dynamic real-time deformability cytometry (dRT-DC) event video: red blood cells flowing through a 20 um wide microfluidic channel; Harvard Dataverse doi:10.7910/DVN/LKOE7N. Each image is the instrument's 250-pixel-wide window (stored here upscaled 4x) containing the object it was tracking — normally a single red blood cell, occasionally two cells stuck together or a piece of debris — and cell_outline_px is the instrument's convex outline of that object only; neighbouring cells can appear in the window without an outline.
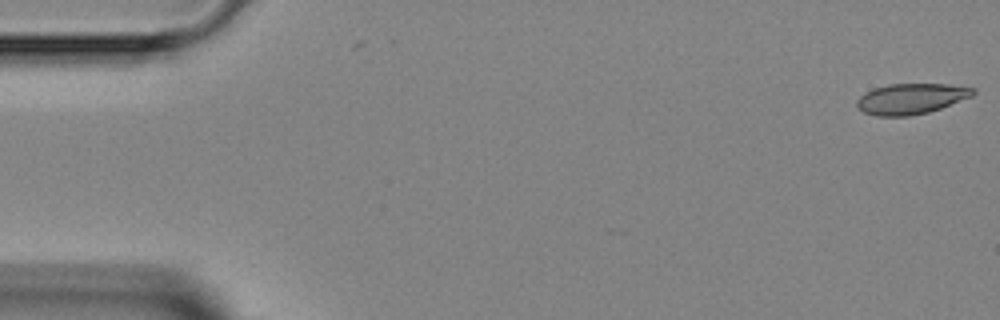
{"species": "Egyptian fruit bat (a non-hibernating species)", "species_latin": "Rousettus aegyptiacus", "temperature_condition": "room temperature", "stored_images_in_passage": 4, "camera_frame_rate_fps": 3000, "um_per_image_px": 0.085, "animal": {"sex": "female"}, "frame": {"image": 1, "passage_image": 1, "time_ms": 0.0, "image_size_px": [1000, 320], "cell_outline_px": [[976, 92], [972, 96], [940, 108], [928, 112], [908, 116], [876, 116], [864, 112], [856, 104], [856, 100], [860, 96], [876, 88], [888, 84], [948, 84], [976, 88]], "centroid_in_image_um": [77.46, 8.39], "position_along_channel_um": 7.5, "area_um2": 20.52}}
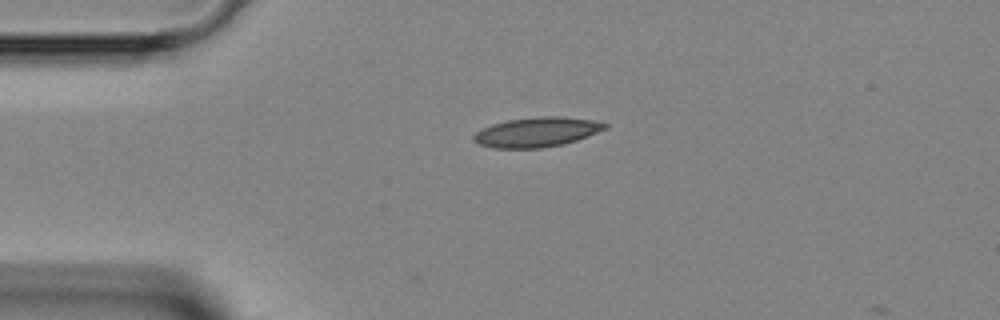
{"frame": {"image": 2, "passage_image": 3, "time_ms": 3.333, "image_size_px": [1000, 320], "cell_outline_px": [[608, 128], [576, 140], [564, 144], [540, 148], [492, 148], [480, 144], [472, 140], [472, 136], [476, 132], [492, 124], [508, 120], [540, 116], [560, 116], [592, 120], [608, 124]], "centroid_in_image_um": [45.62, 11.23], "position_along_channel_um": 39.4, "area_um2": 22.6}}